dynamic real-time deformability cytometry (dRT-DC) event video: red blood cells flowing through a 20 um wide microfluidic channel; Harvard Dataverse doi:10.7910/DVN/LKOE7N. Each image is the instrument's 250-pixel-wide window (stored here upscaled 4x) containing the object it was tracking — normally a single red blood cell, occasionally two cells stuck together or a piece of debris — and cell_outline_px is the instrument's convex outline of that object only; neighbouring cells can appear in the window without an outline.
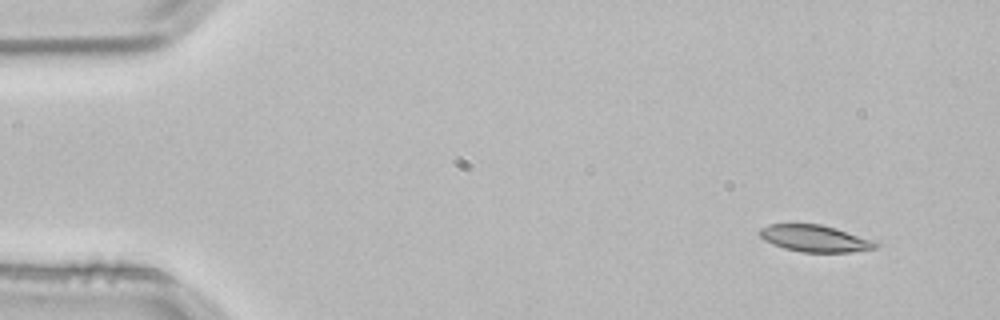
{"species": "common noctule bat (a hibernating species)", "species_latin": "Nyctalus noctula", "temperature_condition": "room temperature", "stored_images_in_passage": 2, "camera_frame_rate_fps": 3000, "um_per_image_px": 0.085, "animal": {"sex": "male", "body_mass_g": 21.5, "forearm_length_mm": 52.0}, "frame": {"image": 1, "passage_image": 1, "time_ms": 0.0, "image_size_px": [1000, 320], "cell_outline_px": [[876, 248], [848, 252], [800, 252], [784, 248], [772, 244], [764, 240], [760, 236], [760, 228], [768, 224], [820, 224], [836, 228], [872, 240], [876, 244]], "centroid_in_image_um": [69.2, 20.26], "position_along_channel_um": 15.8, "area_um2": 17.86}}